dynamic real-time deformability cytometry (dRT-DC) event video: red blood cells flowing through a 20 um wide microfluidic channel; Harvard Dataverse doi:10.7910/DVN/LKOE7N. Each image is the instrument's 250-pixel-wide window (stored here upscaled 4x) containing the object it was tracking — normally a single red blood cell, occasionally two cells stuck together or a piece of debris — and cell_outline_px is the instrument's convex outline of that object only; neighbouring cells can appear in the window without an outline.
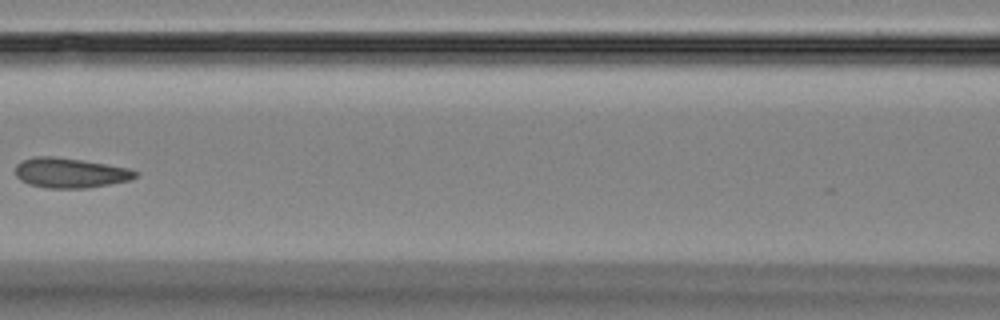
{"species": "Egyptian fruit bat (a non-hibernating species)", "species_latin": "Rousettus aegyptiacus", "temperature_condition": "room temperature", "stored_images_in_passage": 7, "camera_frame_rate_fps": 3000, "um_per_image_px": 0.085, "animal": {"sex": "female"}, "frame": {"image": 1, "passage_image": 6, "time_ms": 5.667, "image_size_px": [1000, 320], "cell_outline_px": [[140, 172], [136, 176], [128, 180], [88, 188], [48, 188], [28, 184], [20, 180], [16, 176], [16, 164], [24, 160], [36, 156], [52, 156], [80, 160], [128, 168]], "centroid_in_image_um": [5.94, 14.7], "position_along_channel_um": 160.7, "area_um2": 20.69}}